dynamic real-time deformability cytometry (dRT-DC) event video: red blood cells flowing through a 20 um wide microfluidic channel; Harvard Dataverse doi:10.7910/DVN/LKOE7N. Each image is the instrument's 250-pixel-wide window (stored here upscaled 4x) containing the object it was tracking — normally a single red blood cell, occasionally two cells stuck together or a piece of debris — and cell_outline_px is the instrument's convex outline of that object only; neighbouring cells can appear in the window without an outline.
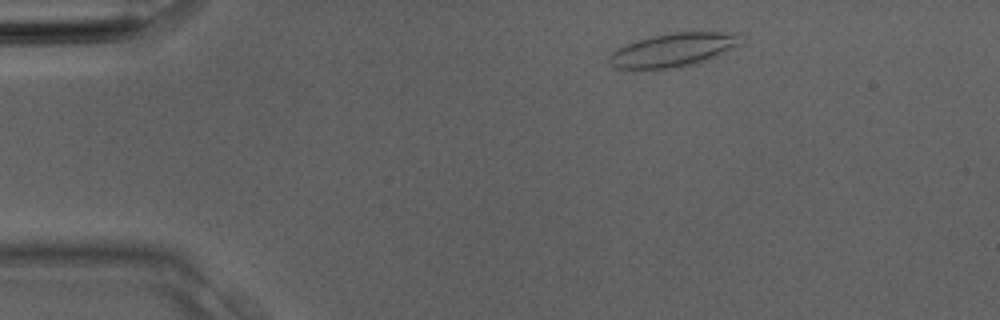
{"species": "Egyptian fruit bat (a non-hibernating species)", "species_latin": "Rousettus aegyptiacus", "temperature_condition": "room temperature", "stored_images_in_passage": 2, "camera_frame_rate_fps": 3000, "um_per_image_px": 0.085, "animal": {"sex": "male"}, "frame": {"image": 1, "passage_image": 1, "time_ms": 0.0, "image_size_px": [1000, 320], "cell_outline_px": [[740, 44], [720, 56], [696, 64], [668, 68], [616, 68], [608, 64], [608, 56], [612, 52], [636, 40], [652, 36], [672, 32], [740, 32]], "centroid_in_image_um": [57.28, 4.23], "position_along_channel_um": 27.7, "area_um2": 25.78}}